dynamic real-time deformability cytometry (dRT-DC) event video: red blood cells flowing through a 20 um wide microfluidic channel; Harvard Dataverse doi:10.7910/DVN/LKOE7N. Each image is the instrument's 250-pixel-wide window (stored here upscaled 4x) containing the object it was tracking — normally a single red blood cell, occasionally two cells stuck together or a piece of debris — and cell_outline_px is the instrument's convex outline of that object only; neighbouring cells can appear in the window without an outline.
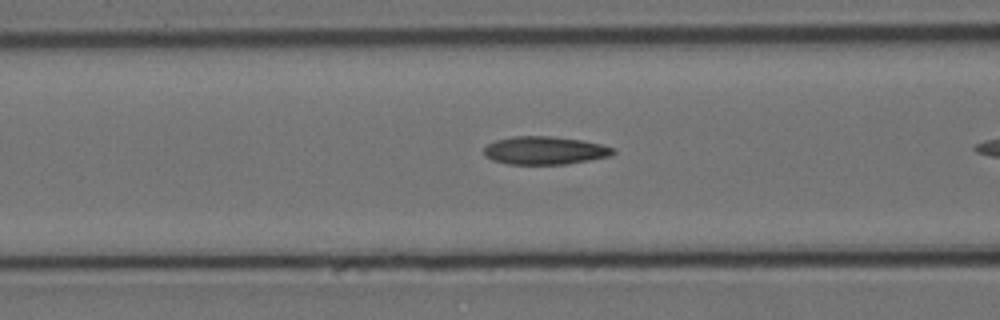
{"species": "Egyptian fruit bat (a non-hibernating species)", "species_latin": "Rousettus aegyptiacus", "temperature_condition": "cold", "stored_images_in_passage": 9, "camera_frame_rate_fps": 3000, "um_per_image_px": 0.085, "animal": {"sex": "female"}, "frame": {"image": 1, "passage_image": 8, "time_ms": 2.333, "image_size_px": [1000, 320], "cell_outline_px": [[616, 152], [612, 156], [564, 164], [508, 164], [492, 160], [484, 156], [484, 148], [488, 144], [496, 140], [512, 136], [548, 136], [580, 140], [600, 144], [616, 148]], "centroid_in_image_um": [46.3, 12.79], "position_along_channel_um": 120.3, "area_um2": 21.1}}